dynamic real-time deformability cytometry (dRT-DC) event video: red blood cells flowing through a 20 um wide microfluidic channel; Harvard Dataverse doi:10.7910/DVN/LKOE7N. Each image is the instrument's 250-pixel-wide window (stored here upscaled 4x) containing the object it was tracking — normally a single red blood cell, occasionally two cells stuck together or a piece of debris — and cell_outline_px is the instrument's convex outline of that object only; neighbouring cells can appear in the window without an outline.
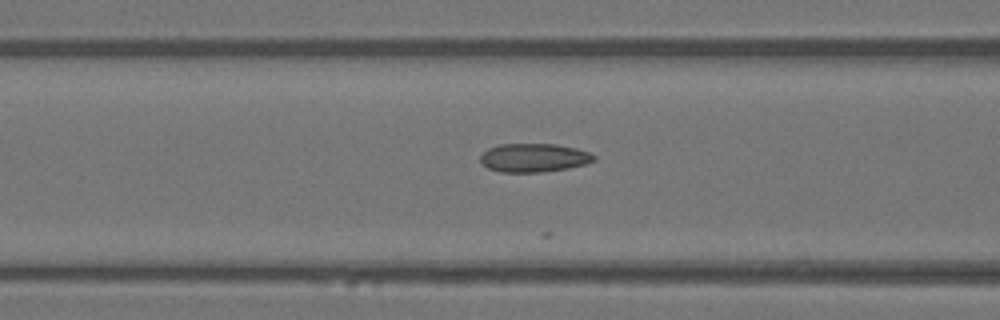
{"species": "Egyptian fruit bat (a non-hibernating species)", "species_latin": "Rousettus aegyptiacus", "temperature_condition": "warm", "stored_images_in_passage": 24, "camera_frame_rate_fps": 3000, "um_per_image_px": 0.085, "animal": {"sex": "female"}, "frame": {"image": 1, "passage_image": 19, "time_ms": 6.0, "image_size_px": [1000, 320], "cell_outline_px": [[596, 160], [584, 164], [568, 168], [540, 172], [500, 172], [488, 168], [480, 160], [480, 156], [488, 148], [500, 144], [556, 144], [576, 148], [588, 152], [596, 156]], "centroid_in_image_um": [45.38, 13.4], "position_along_channel_um": 121.2, "area_um2": 18.84}}
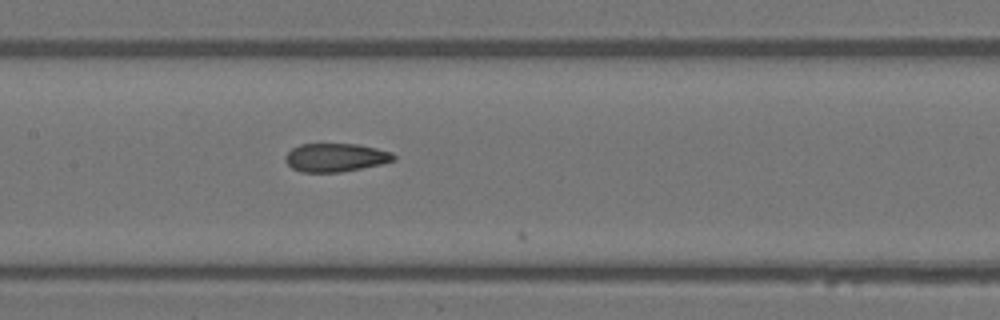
{"frame": {"image": 2, "passage_image": 23, "time_ms": 7.333, "image_size_px": [1000, 320], "cell_outline_px": [[396, 160], [380, 164], [340, 172], [300, 172], [292, 168], [284, 160], [284, 156], [292, 148], [300, 144], [356, 144], [376, 148], [392, 152], [396, 156]], "centroid_in_image_um": [28.51, 13.38], "position_along_channel_um": 178.9, "area_um2": 17.92}}